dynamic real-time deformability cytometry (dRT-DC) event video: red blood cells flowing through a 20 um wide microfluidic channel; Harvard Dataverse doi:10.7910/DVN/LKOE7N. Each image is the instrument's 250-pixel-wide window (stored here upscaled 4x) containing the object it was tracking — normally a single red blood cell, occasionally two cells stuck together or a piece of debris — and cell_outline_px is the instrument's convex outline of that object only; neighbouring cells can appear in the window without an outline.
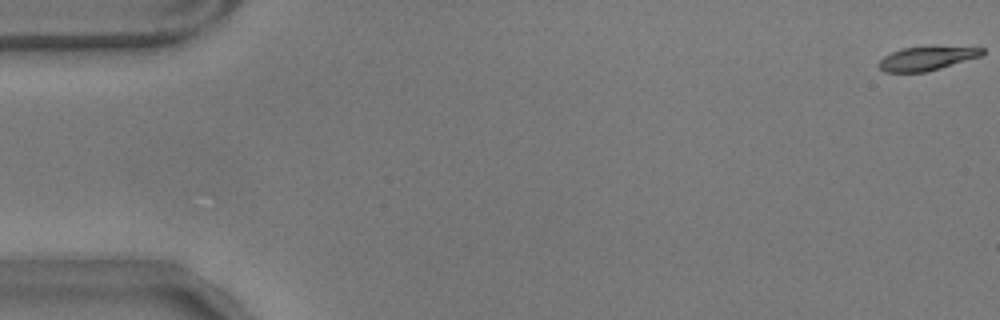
{"species": "common noctule bat (a hibernating species)", "species_latin": "Nyctalus noctula", "temperature_condition": "warm", "stored_images_in_passage": 58, "camera_frame_rate_fps": 3000, "um_per_image_px": 0.085, "animal": {"sex": "male", "body_mass_g": 17.9}, "frame": {"image": 1, "passage_image": 1, "time_ms": 0.0, "image_size_px": [1000, 320], "cell_outline_px": [[984, 52], [980, 56], [928, 72], [884, 72], [876, 64], [884, 56], [900, 48], [984, 48]], "centroid_in_image_um": [78.68, 5.01], "position_along_channel_um": 6.3, "area_um2": 13.81}}
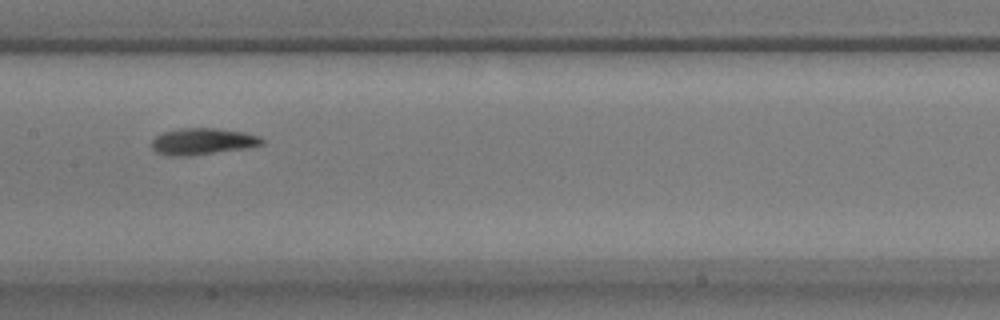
{"frame": {"image": 2, "passage_image": 29, "time_ms": 9.333, "image_size_px": [1000, 320], "cell_outline_px": [[264, 144], [248, 148], [188, 156], [172, 156], [156, 152], [152, 148], [152, 140], [156, 136], [164, 132], [180, 128], [216, 128], [244, 132], [260, 136], [264, 140]], "centroid_in_image_um": [17.25, 12.02], "position_along_channel_um": 190.2, "area_um2": 17.11}}
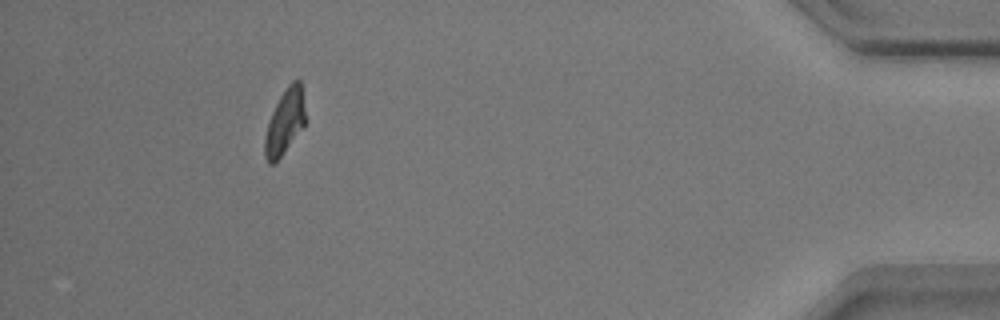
{"frame": {"image": 3, "passage_image": 53, "time_ms": 17.333, "image_size_px": [1000, 320], "cell_outline_px": [[304, 128], [276, 164], [268, 164], [264, 156], [264, 136], [272, 112], [280, 96], [288, 84], [292, 80], [300, 80], [304, 112]], "centroid_in_image_um": [24.18, 10.45], "position_along_channel_um": 411.0, "area_um2": 15.49}, "authors_computed_cell_mechanics": {"area_um2": 16.3863, "velocity_mm_per_s": 3.5225, "shape_relaxation_time_tau1_ms": 3.6373, "shape_relaxation_time_tau2_ms": 2.6088, "deformation_change_tau1": 0.182, "deformation_change_tau2": 0.0911}}